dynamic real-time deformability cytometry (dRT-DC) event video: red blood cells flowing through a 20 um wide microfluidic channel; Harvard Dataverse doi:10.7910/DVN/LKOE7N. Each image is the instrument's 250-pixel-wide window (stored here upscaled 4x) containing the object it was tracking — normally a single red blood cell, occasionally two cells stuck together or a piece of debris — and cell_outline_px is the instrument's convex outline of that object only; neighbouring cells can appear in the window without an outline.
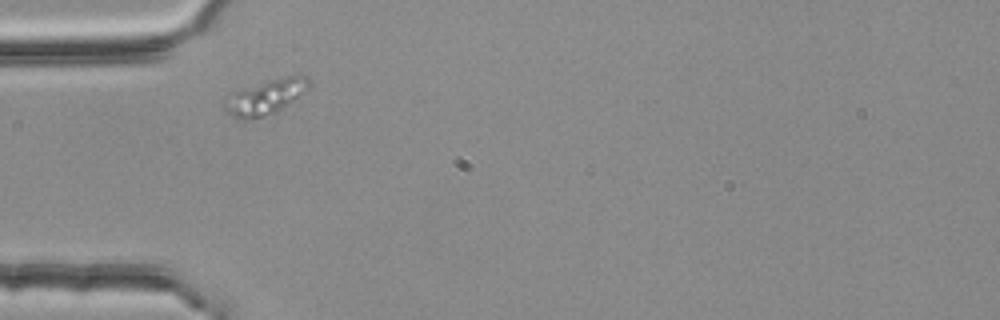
{"species": "common noctule bat (a hibernating species)", "species_latin": "Nyctalus noctula", "temperature_condition": "room temperature", "stored_images_in_passage": 1, "camera_frame_rate_fps": 3000, "um_per_image_px": 0.085, "animal": {"sex": "female", "body_mass_g": 25.1}, "frame": {"image": 1, "passage_image": 1, "time_ms": 0.0, "image_size_px": [1000, 320], "cell_outline_px": [[312, 84], [308, 88], [276, 112], [252, 120], [236, 120], [224, 112], [224, 100], [228, 92], [268, 80], [284, 76], [308, 76]], "centroid_in_image_um": [22.46, 8.26], "position_along_channel_um": 62.5, "area_um2": 17.51}}